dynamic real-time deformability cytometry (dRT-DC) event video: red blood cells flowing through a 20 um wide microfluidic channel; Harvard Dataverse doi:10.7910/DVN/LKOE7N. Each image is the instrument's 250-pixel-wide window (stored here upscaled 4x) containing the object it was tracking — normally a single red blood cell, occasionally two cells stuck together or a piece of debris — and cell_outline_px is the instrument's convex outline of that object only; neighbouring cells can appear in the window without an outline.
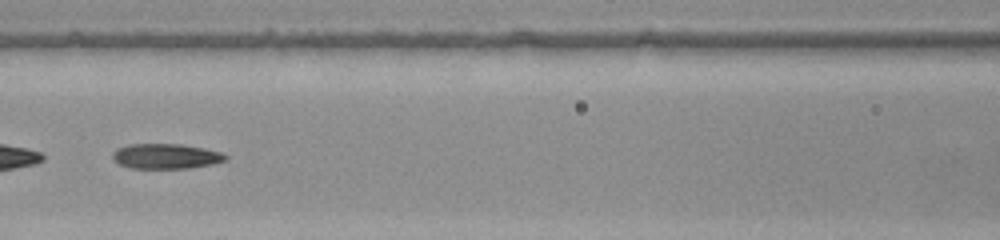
{"species": "common noctule bat (a hibernating species)", "species_latin": "Nyctalus noctula", "temperature_condition": "warm", "stored_images_in_passage": 47, "camera_frame_rate_fps": 3000, "um_per_image_px": 0.085, "animal": {"sex": "female", "body_mass_g": 22.0, "forearm_length_mm": 56.7}, "frame": {"image": 1, "passage_image": 23, "time_ms": 7.333, "image_size_px": [1000, 240], "cell_outline_px": [[228, 160], [212, 164], [188, 168], [132, 168], [120, 164], [112, 160], [112, 152], [116, 148], [128, 144], [180, 144], [204, 148], [220, 152], [228, 156]], "centroid_in_image_um": [14.08, 13.27], "position_along_channel_um": 152.5, "area_um2": 16.59}}
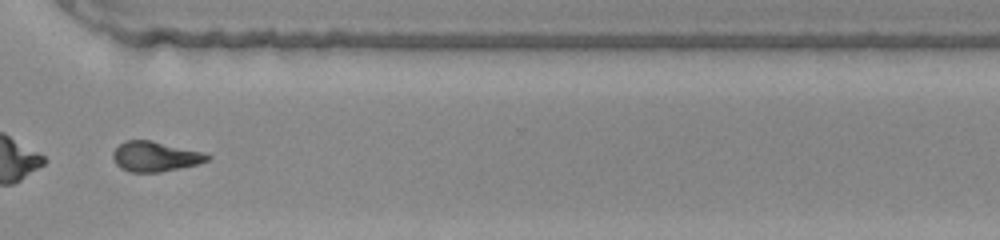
{"frame": {"image": 2, "passage_image": 39, "time_ms": 12.667, "image_size_px": [1000, 240], "cell_outline_px": [[212, 156], [208, 160], [196, 164], [160, 172], [128, 172], [120, 168], [116, 164], [112, 156], [112, 152], [124, 140], [152, 140], [204, 152]], "centroid_in_image_um": [13.17, 13.29], "position_along_channel_um": 357.4, "area_um2": 16.59}, "authors_computed_cell_mechanics": {"area_um2": 16.9354, "velocity_mm_per_s": 3.837, "shape_relaxation_time_tau1_ms": null, "shape_relaxation_time_tau2_ms": 7.3516, "deformation_change_tau1": null, "deformation_change_tau2": 0.1577}}